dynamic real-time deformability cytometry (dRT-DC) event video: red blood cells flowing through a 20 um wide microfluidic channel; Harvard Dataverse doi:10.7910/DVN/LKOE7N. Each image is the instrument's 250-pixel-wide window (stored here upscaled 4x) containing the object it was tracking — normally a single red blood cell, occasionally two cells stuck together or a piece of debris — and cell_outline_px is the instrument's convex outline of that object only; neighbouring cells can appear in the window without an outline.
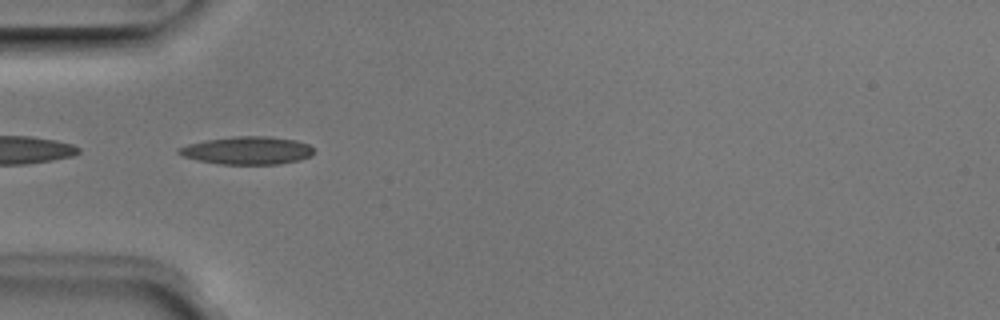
{"species": "Egyptian fruit bat (a non-hibernating species)", "species_latin": "Rousettus aegyptiacus", "temperature_condition": "room temperature", "stored_images_in_passage": 7, "camera_frame_rate_fps": 3000, "um_per_image_px": 0.085, "animal": {"sex": "male"}, "frame": {"image": 1, "passage_image": 4, "time_ms": 1.0, "image_size_px": [1000, 320], "cell_outline_px": [[312, 156], [300, 160], [280, 164], [220, 164], [196, 160], [184, 156], [176, 152], [176, 148], [188, 144], [208, 140], [232, 136], [268, 136], [296, 140], [308, 144], [312, 148]], "centroid_in_image_um": [21.01, 12.79], "position_along_channel_um": 64.0, "area_um2": 21.96}}
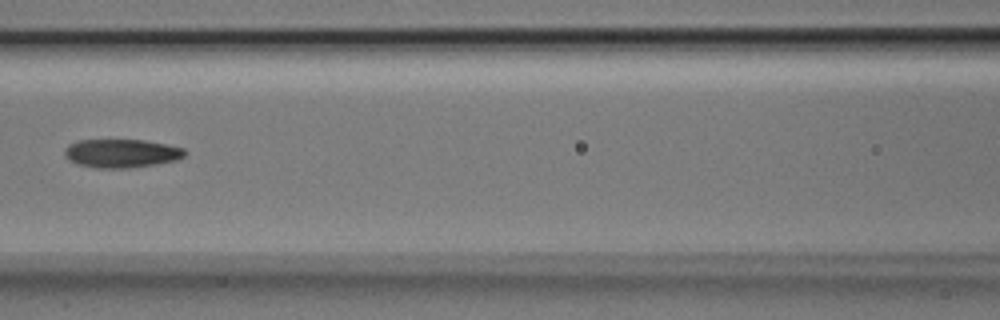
{"frame": {"image": 2, "passage_image": 6, "time_ms": 1.667, "image_size_px": [1000, 320], "cell_outline_px": [[188, 152], [184, 156], [176, 160], [156, 164], [128, 168], [96, 168], [76, 164], [68, 160], [64, 152], [64, 148], [68, 144], [76, 140], [144, 140], [184, 148]], "centroid_in_image_um": [10.29, 13.03], "position_along_channel_um": 156.3, "area_um2": 20.11}}
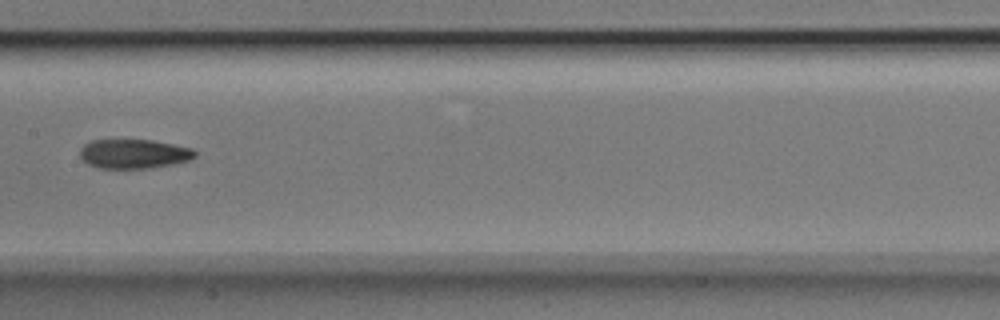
{"frame": {"image": 3, "passage_image": 7, "time_ms": 2.0, "image_size_px": [1000, 320], "cell_outline_px": [[196, 156], [188, 160], [172, 164], [148, 168], [100, 168], [88, 164], [80, 156], [80, 148], [84, 144], [92, 140], [152, 140], [192, 148], [196, 152]], "centroid_in_image_um": [11.36, 13.07], "position_along_channel_um": 196.0, "area_um2": 19.48}}